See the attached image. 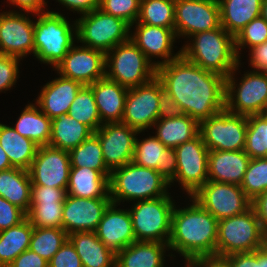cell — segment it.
Segmentation results:
<instances>
[{
  "instance_id": "1",
  "label": "cell",
  "mask_w": 267,
  "mask_h": 267,
  "mask_svg": "<svg viewBox=\"0 0 267 267\" xmlns=\"http://www.w3.org/2000/svg\"><path fill=\"white\" fill-rule=\"evenodd\" d=\"M156 77L184 113L198 122L225 109L226 78L204 70L182 54L156 68Z\"/></svg>"
},
{
  "instance_id": "2",
  "label": "cell",
  "mask_w": 267,
  "mask_h": 267,
  "mask_svg": "<svg viewBox=\"0 0 267 267\" xmlns=\"http://www.w3.org/2000/svg\"><path fill=\"white\" fill-rule=\"evenodd\" d=\"M190 206L173 208L171 234L168 241L170 251H176L191 262L209 256H216L218 220L205 210L193 197Z\"/></svg>"
},
{
  "instance_id": "3",
  "label": "cell",
  "mask_w": 267,
  "mask_h": 267,
  "mask_svg": "<svg viewBox=\"0 0 267 267\" xmlns=\"http://www.w3.org/2000/svg\"><path fill=\"white\" fill-rule=\"evenodd\" d=\"M189 38L193 40L180 48L181 54L204 70L226 78L241 61L236 54L234 36L222 26Z\"/></svg>"
},
{
  "instance_id": "4",
  "label": "cell",
  "mask_w": 267,
  "mask_h": 267,
  "mask_svg": "<svg viewBox=\"0 0 267 267\" xmlns=\"http://www.w3.org/2000/svg\"><path fill=\"white\" fill-rule=\"evenodd\" d=\"M169 183L153 168L133 162L111 171L109 195L112 203L155 199L168 194Z\"/></svg>"
},
{
  "instance_id": "5",
  "label": "cell",
  "mask_w": 267,
  "mask_h": 267,
  "mask_svg": "<svg viewBox=\"0 0 267 267\" xmlns=\"http://www.w3.org/2000/svg\"><path fill=\"white\" fill-rule=\"evenodd\" d=\"M34 21V57L53 69L65 57L77 40L76 22L55 11L36 13Z\"/></svg>"
},
{
  "instance_id": "6",
  "label": "cell",
  "mask_w": 267,
  "mask_h": 267,
  "mask_svg": "<svg viewBox=\"0 0 267 267\" xmlns=\"http://www.w3.org/2000/svg\"><path fill=\"white\" fill-rule=\"evenodd\" d=\"M156 76V67L129 39L106 53L105 77L128 89L145 84Z\"/></svg>"
},
{
  "instance_id": "7",
  "label": "cell",
  "mask_w": 267,
  "mask_h": 267,
  "mask_svg": "<svg viewBox=\"0 0 267 267\" xmlns=\"http://www.w3.org/2000/svg\"><path fill=\"white\" fill-rule=\"evenodd\" d=\"M76 22L77 43L82 46L108 53L120 43L130 39V25L118 17L100 9L80 15Z\"/></svg>"
},
{
  "instance_id": "8",
  "label": "cell",
  "mask_w": 267,
  "mask_h": 267,
  "mask_svg": "<svg viewBox=\"0 0 267 267\" xmlns=\"http://www.w3.org/2000/svg\"><path fill=\"white\" fill-rule=\"evenodd\" d=\"M263 248V228L251 207L246 212L218 221L216 256L253 252Z\"/></svg>"
},
{
  "instance_id": "9",
  "label": "cell",
  "mask_w": 267,
  "mask_h": 267,
  "mask_svg": "<svg viewBox=\"0 0 267 267\" xmlns=\"http://www.w3.org/2000/svg\"><path fill=\"white\" fill-rule=\"evenodd\" d=\"M169 194L155 199L135 201L131 209H128L136 241L168 244L171 216L176 203Z\"/></svg>"
},
{
  "instance_id": "10",
  "label": "cell",
  "mask_w": 267,
  "mask_h": 267,
  "mask_svg": "<svg viewBox=\"0 0 267 267\" xmlns=\"http://www.w3.org/2000/svg\"><path fill=\"white\" fill-rule=\"evenodd\" d=\"M239 65L241 66L240 62L226 77L225 109L246 116L263 114L267 111V73L246 72L239 84H236L234 74Z\"/></svg>"
},
{
  "instance_id": "11",
  "label": "cell",
  "mask_w": 267,
  "mask_h": 267,
  "mask_svg": "<svg viewBox=\"0 0 267 267\" xmlns=\"http://www.w3.org/2000/svg\"><path fill=\"white\" fill-rule=\"evenodd\" d=\"M246 131L247 116L226 109L199 122V134L209 151L244 150Z\"/></svg>"
},
{
  "instance_id": "12",
  "label": "cell",
  "mask_w": 267,
  "mask_h": 267,
  "mask_svg": "<svg viewBox=\"0 0 267 267\" xmlns=\"http://www.w3.org/2000/svg\"><path fill=\"white\" fill-rule=\"evenodd\" d=\"M191 197L218 221L246 212L252 203L240 185L210 180Z\"/></svg>"
},
{
  "instance_id": "13",
  "label": "cell",
  "mask_w": 267,
  "mask_h": 267,
  "mask_svg": "<svg viewBox=\"0 0 267 267\" xmlns=\"http://www.w3.org/2000/svg\"><path fill=\"white\" fill-rule=\"evenodd\" d=\"M177 173L174 181L181 184L182 190L191 197L208 181L209 150L198 134L195 138L178 145Z\"/></svg>"
},
{
  "instance_id": "14",
  "label": "cell",
  "mask_w": 267,
  "mask_h": 267,
  "mask_svg": "<svg viewBox=\"0 0 267 267\" xmlns=\"http://www.w3.org/2000/svg\"><path fill=\"white\" fill-rule=\"evenodd\" d=\"M174 17L178 39L221 26L218 0H175Z\"/></svg>"
},
{
  "instance_id": "15",
  "label": "cell",
  "mask_w": 267,
  "mask_h": 267,
  "mask_svg": "<svg viewBox=\"0 0 267 267\" xmlns=\"http://www.w3.org/2000/svg\"><path fill=\"white\" fill-rule=\"evenodd\" d=\"M160 80L128 89L122 122L137 131L153 128L158 121Z\"/></svg>"
},
{
  "instance_id": "16",
  "label": "cell",
  "mask_w": 267,
  "mask_h": 267,
  "mask_svg": "<svg viewBox=\"0 0 267 267\" xmlns=\"http://www.w3.org/2000/svg\"><path fill=\"white\" fill-rule=\"evenodd\" d=\"M6 11L0 13V54L23 59L34 56V21L30 12Z\"/></svg>"
},
{
  "instance_id": "17",
  "label": "cell",
  "mask_w": 267,
  "mask_h": 267,
  "mask_svg": "<svg viewBox=\"0 0 267 267\" xmlns=\"http://www.w3.org/2000/svg\"><path fill=\"white\" fill-rule=\"evenodd\" d=\"M141 131L123 122L105 123L94 132L99 138L104 162L112 171L132 162L137 134Z\"/></svg>"
},
{
  "instance_id": "18",
  "label": "cell",
  "mask_w": 267,
  "mask_h": 267,
  "mask_svg": "<svg viewBox=\"0 0 267 267\" xmlns=\"http://www.w3.org/2000/svg\"><path fill=\"white\" fill-rule=\"evenodd\" d=\"M105 63L104 52L74 44L56 65L55 70L60 75L78 81L84 86L105 77Z\"/></svg>"
},
{
  "instance_id": "19",
  "label": "cell",
  "mask_w": 267,
  "mask_h": 267,
  "mask_svg": "<svg viewBox=\"0 0 267 267\" xmlns=\"http://www.w3.org/2000/svg\"><path fill=\"white\" fill-rule=\"evenodd\" d=\"M70 168L69 151L46 145L38 148L28 171L32 185L67 188Z\"/></svg>"
},
{
  "instance_id": "20",
  "label": "cell",
  "mask_w": 267,
  "mask_h": 267,
  "mask_svg": "<svg viewBox=\"0 0 267 267\" xmlns=\"http://www.w3.org/2000/svg\"><path fill=\"white\" fill-rule=\"evenodd\" d=\"M111 198L66 196L62 211V228L66 233L95 232Z\"/></svg>"
},
{
  "instance_id": "21",
  "label": "cell",
  "mask_w": 267,
  "mask_h": 267,
  "mask_svg": "<svg viewBox=\"0 0 267 267\" xmlns=\"http://www.w3.org/2000/svg\"><path fill=\"white\" fill-rule=\"evenodd\" d=\"M134 24L136 27L135 32L132 33L130 31V39L156 68L169 63L181 55V50L176 54L172 53L174 41L177 40L175 28H164L139 22ZM153 57L163 60L152 62Z\"/></svg>"
},
{
  "instance_id": "22",
  "label": "cell",
  "mask_w": 267,
  "mask_h": 267,
  "mask_svg": "<svg viewBox=\"0 0 267 267\" xmlns=\"http://www.w3.org/2000/svg\"><path fill=\"white\" fill-rule=\"evenodd\" d=\"M132 162L141 167L156 169L172 185L177 173L175 148L166 147L156 136L136 138Z\"/></svg>"
},
{
  "instance_id": "23",
  "label": "cell",
  "mask_w": 267,
  "mask_h": 267,
  "mask_svg": "<svg viewBox=\"0 0 267 267\" xmlns=\"http://www.w3.org/2000/svg\"><path fill=\"white\" fill-rule=\"evenodd\" d=\"M117 207L115 203L108 206L95 231L106 247L116 254L136 241L129 210Z\"/></svg>"
},
{
  "instance_id": "24",
  "label": "cell",
  "mask_w": 267,
  "mask_h": 267,
  "mask_svg": "<svg viewBox=\"0 0 267 267\" xmlns=\"http://www.w3.org/2000/svg\"><path fill=\"white\" fill-rule=\"evenodd\" d=\"M82 86L78 81L59 75L43 86L35 104L51 119L68 114L70 105Z\"/></svg>"
},
{
  "instance_id": "25",
  "label": "cell",
  "mask_w": 267,
  "mask_h": 267,
  "mask_svg": "<svg viewBox=\"0 0 267 267\" xmlns=\"http://www.w3.org/2000/svg\"><path fill=\"white\" fill-rule=\"evenodd\" d=\"M250 159L244 150H210L208 180L241 185Z\"/></svg>"
},
{
  "instance_id": "26",
  "label": "cell",
  "mask_w": 267,
  "mask_h": 267,
  "mask_svg": "<svg viewBox=\"0 0 267 267\" xmlns=\"http://www.w3.org/2000/svg\"><path fill=\"white\" fill-rule=\"evenodd\" d=\"M89 86L93 91L101 123L122 122L128 88L106 77Z\"/></svg>"
},
{
  "instance_id": "27",
  "label": "cell",
  "mask_w": 267,
  "mask_h": 267,
  "mask_svg": "<svg viewBox=\"0 0 267 267\" xmlns=\"http://www.w3.org/2000/svg\"><path fill=\"white\" fill-rule=\"evenodd\" d=\"M169 245L161 242L135 241L116 254L117 267H164Z\"/></svg>"
},
{
  "instance_id": "28",
  "label": "cell",
  "mask_w": 267,
  "mask_h": 267,
  "mask_svg": "<svg viewBox=\"0 0 267 267\" xmlns=\"http://www.w3.org/2000/svg\"><path fill=\"white\" fill-rule=\"evenodd\" d=\"M83 267H113L116 253L106 247L96 232H75L68 235Z\"/></svg>"
},
{
  "instance_id": "29",
  "label": "cell",
  "mask_w": 267,
  "mask_h": 267,
  "mask_svg": "<svg viewBox=\"0 0 267 267\" xmlns=\"http://www.w3.org/2000/svg\"><path fill=\"white\" fill-rule=\"evenodd\" d=\"M67 194L80 198H111L109 178L87 167L70 168Z\"/></svg>"
},
{
  "instance_id": "30",
  "label": "cell",
  "mask_w": 267,
  "mask_h": 267,
  "mask_svg": "<svg viewBox=\"0 0 267 267\" xmlns=\"http://www.w3.org/2000/svg\"><path fill=\"white\" fill-rule=\"evenodd\" d=\"M221 26L234 37L260 16L262 0H218Z\"/></svg>"
},
{
  "instance_id": "31",
  "label": "cell",
  "mask_w": 267,
  "mask_h": 267,
  "mask_svg": "<svg viewBox=\"0 0 267 267\" xmlns=\"http://www.w3.org/2000/svg\"><path fill=\"white\" fill-rule=\"evenodd\" d=\"M0 145L13 167L29 170L39 148L12 126L0 123Z\"/></svg>"
},
{
  "instance_id": "32",
  "label": "cell",
  "mask_w": 267,
  "mask_h": 267,
  "mask_svg": "<svg viewBox=\"0 0 267 267\" xmlns=\"http://www.w3.org/2000/svg\"><path fill=\"white\" fill-rule=\"evenodd\" d=\"M31 177L28 170L12 167L0 171V196L25 213L30 208Z\"/></svg>"
},
{
  "instance_id": "33",
  "label": "cell",
  "mask_w": 267,
  "mask_h": 267,
  "mask_svg": "<svg viewBox=\"0 0 267 267\" xmlns=\"http://www.w3.org/2000/svg\"><path fill=\"white\" fill-rule=\"evenodd\" d=\"M21 136L29 138L39 147L49 145L52 119L48 118L34 103L25 106L15 126Z\"/></svg>"
},
{
  "instance_id": "34",
  "label": "cell",
  "mask_w": 267,
  "mask_h": 267,
  "mask_svg": "<svg viewBox=\"0 0 267 267\" xmlns=\"http://www.w3.org/2000/svg\"><path fill=\"white\" fill-rule=\"evenodd\" d=\"M94 132L85 124L76 121L68 114L52 119L49 146L70 151L88 139Z\"/></svg>"
},
{
  "instance_id": "35",
  "label": "cell",
  "mask_w": 267,
  "mask_h": 267,
  "mask_svg": "<svg viewBox=\"0 0 267 267\" xmlns=\"http://www.w3.org/2000/svg\"><path fill=\"white\" fill-rule=\"evenodd\" d=\"M153 127L157 130L155 136L169 148H176L199 134V122L186 114L158 120Z\"/></svg>"
},
{
  "instance_id": "36",
  "label": "cell",
  "mask_w": 267,
  "mask_h": 267,
  "mask_svg": "<svg viewBox=\"0 0 267 267\" xmlns=\"http://www.w3.org/2000/svg\"><path fill=\"white\" fill-rule=\"evenodd\" d=\"M33 225L25 218L18 225L0 232V267H8L29 249Z\"/></svg>"
},
{
  "instance_id": "37",
  "label": "cell",
  "mask_w": 267,
  "mask_h": 267,
  "mask_svg": "<svg viewBox=\"0 0 267 267\" xmlns=\"http://www.w3.org/2000/svg\"><path fill=\"white\" fill-rule=\"evenodd\" d=\"M69 154L71 168L87 167L110 178L111 171L105 165L101 143L94 133L79 146L71 149Z\"/></svg>"
},
{
  "instance_id": "38",
  "label": "cell",
  "mask_w": 267,
  "mask_h": 267,
  "mask_svg": "<svg viewBox=\"0 0 267 267\" xmlns=\"http://www.w3.org/2000/svg\"><path fill=\"white\" fill-rule=\"evenodd\" d=\"M175 0H141L139 16L136 22L174 28Z\"/></svg>"
},
{
  "instance_id": "39",
  "label": "cell",
  "mask_w": 267,
  "mask_h": 267,
  "mask_svg": "<svg viewBox=\"0 0 267 267\" xmlns=\"http://www.w3.org/2000/svg\"><path fill=\"white\" fill-rule=\"evenodd\" d=\"M68 115L88 126L93 132L102 126L93 91L89 85L82 86L78 91L70 105Z\"/></svg>"
},
{
  "instance_id": "40",
  "label": "cell",
  "mask_w": 267,
  "mask_h": 267,
  "mask_svg": "<svg viewBox=\"0 0 267 267\" xmlns=\"http://www.w3.org/2000/svg\"><path fill=\"white\" fill-rule=\"evenodd\" d=\"M67 239L63 228L33 227L29 249L49 262Z\"/></svg>"
},
{
  "instance_id": "41",
  "label": "cell",
  "mask_w": 267,
  "mask_h": 267,
  "mask_svg": "<svg viewBox=\"0 0 267 267\" xmlns=\"http://www.w3.org/2000/svg\"><path fill=\"white\" fill-rule=\"evenodd\" d=\"M244 152L251 158H267V111L247 116Z\"/></svg>"
},
{
  "instance_id": "42",
  "label": "cell",
  "mask_w": 267,
  "mask_h": 267,
  "mask_svg": "<svg viewBox=\"0 0 267 267\" xmlns=\"http://www.w3.org/2000/svg\"><path fill=\"white\" fill-rule=\"evenodd\" d=\"M240 186L251 200L267 190V158L250 159Z\"/></svg>"
},
{
  "instance_id": "43",
  "label": "cell",
  "mask_w": 267,
  "mask_h": 267,
  "mask_svg": "<svg viewBox=\"0 0 267 267\" xmlns=\"http://www.w3.org/2000/svg\"><path fill=\"white\" fill-rule=\"evenodd\" d=\"M64 203H30L26 218L34 227L62 228Z\"/></svg>"
},
{
  "instance_id": "44",
  "label": "cell",
  "mask_w": 267,
  "mask_h": 267,
  "mask_svg": "<svg viewBox=\"0 0 267 267\" xmlns=\"http://www.w3.org/2000/svg\"><path fill=\"white\" fill-rule=\"evenodd\" d=\"M235 50L239 59L241 49L262 44L267 41V21L261 16L250 21L242 30L234 37Z\"/></svg>"
},
{
  "instance_id": "45",
  "label": "cell",
  "mask_w": 267,
  "mask_h": 267,
  "mask_svg": "<svg viewBox=\"0 0 267 267\" xmlns=\"http://www.w3.org/2000/svg\"><path fill=\"white\" fill-rule=\"evenodd\" d=\"M141 0H100L99 9L109 15L126 21L130 28L136 23Z\"/></svg>"
},
{
  "instance_id": "46",
  "label": "cell",
  "mask_w": 267,
  "mask_h": 267,
  "mask_svg": "<svg viewBox=\"0 0 267 267\" xmlns=\"http://www.w3.org/2000/svg\"><path fill=\"white\" fill-rule=\"evenodd\" d=\"M20 58L0 54V92L7 91L16 85L19 79Z\"/></svg>"
},
{
  "instance_id": "47",
  "label": "cell",
  "mask_w": 267,
  "mask_h": 267,
  "mask_svg": "<svg viewBox=\"0 0 267 267\" xmlns=\"http://www.w3.org/2000/svg\"><path fill=\"white\" fill-rule=\"evenodd\" d=\"M67 188L32 185L30 203H64Z\"/></svg>"
},
{
  "instance_id": "48",
  "label": "cell",
  "mask_w": 267,
  "mask_h": 267,
  "mask_svg": "<svg viewBox=\"0 0 267 267\" xmlns=\"http://www.w3.org/2000/svg\"><path fill=\"white\" fill-rule=\"evenodd\" d=\"M48 267H83L74 245L69 239L53 255Z\"/></svg>"
},
{
  "instance_id": "49",
  "label": "cell",
  "mask_w": 267,
  "mask_h": 267,
  "mask_svg": "<svg viewBox=\"0 0 267 267\" xmlns=\"http://www.w3.org/2000/svg\"><path fill=\"white\" fill-rule=\"evenodd\" d=\"M26 218V213L0 196V232L18 225Z\"/></svg>"
},
{
  "instance_id": "50",
  "label": "cell",
  "mask_w": 267,
  "mask_h": 267,
  "mask_svg": "<svg viewBox=\"0 0 267 267\" xmlns=\"http://www.w3.org/2000/svg\"><path fill=\"white\" fill-rule=\"evenodd\" d=\"M158 120L176 118L185 115L182 107L173 99V97L163 89L160 82Z\"/></svg>"
},
{
  "instance_id": "51",
  "label": "cell",
  "mask_w": 267,
  "mask_h": 267,
  "mask_svg": "<svg viewBox=\"0 0 267 267\" xmlns=\"http://www.w3.org/2000/svg\"><path fill=\"white\" fill-rule=\"evenodd\" d=\"M223 258L229 267H259V249L253 252L234 253Z\"/></svg>"
},
{
  "instance_id": "52",
  "label": "cell",
  "mask_w": 267,
  "mask_h": 267,
  "mask_svg": "<svg viewBox=\"0 0 267 267\" xmlns=\"http://www.w3.org/2000/svg\"><path fill=\"white\" fill-rule=\"evenodd\" d=\"M250 67L254 72L267 73V41L256 45L249 50Z\"/></svg>"
},
{
  "instance_id": "53",
  "label": "cell",
  "mask_w": 267,
  "mask_h": 267,
  "mask_svg": "<svg viewBox=\"0 0 267 267\" xmlns=\"http://www.w3.org/2000/svg\"><path fill=\"white\" fill-rule=\"evenodd\" d=\"M8 267H48V261L27 249L14 259Z\"/></svg>"
},
{
  "instance_id": "54",
  "label": "cell",
  "mask_w": 267,
  "mask_h": 267,
  "mask_svg": "<svg viewBox=\"0 0 267 267\" xmlns=\"http://www.w3.org/2000/svg\"><path fill=\"white\" fill-rule=\"evenodd\" d=\"M68 10L84 15L99 9L100 0H57Z\"/></svg>"
},
{
  "instance_id": "55",
  "label": "cell",
  "mask_w": 267,
  "mask_h": 267,
  "mask_svg": "<svg viewBox=\"0 0 267 267\" xmlns=\"http://www.w3.org/2000/svg\"><path fill=\"white\" fill-rule=\"evenodd\" d=\"M263 229L267 228V190L257 195L251 203Z\"/></svg>"
},
{
  "instance_id": "56",
  "label": "cell",
  "mask_w": 267,
  "mask_h": 267,
  "mask_svg": "<svg viewBox=\"0 0 267 267\" xmlns=\"http://www.w3.org/2000/svg\"><path fill=\"white\" fill-rule=\"evenodd\" d=\"M9 4H12L21 9V12H30L32 15L36 13L45 12V6L47 2L45 0H7Z\"/></svg>"
},
{
  "instance_id": "57",
  "label": "cell",
  "mask_w": 267,
  "mask_h": 267,
  "mask_svg": "<svg viewBox=\"0 0 267 267\" xmlns=\"http://www.w3.org/2000/svg\"><path fill=\"white\" fill-rule=\"evenodd\" d=\"M188 267H229V264L223 257L209 256L191 262Z\"/></svg>"
},
{
  "instance_id": "58",
  "label": "cell",
  "mask_w": 267,
  "mask_h": 267,
  "mask_svg": "<svg viewBox=\"0 0 267 267\" xmlns=\"http://www.w3.org/2000/svg\"><path fill=\"white\" fill-rule=\"evenodd\" d=\"M12 167L13 166L11 165L8 156L0 145V171L8 170Z\"/></svg>"
},
{
  "instance_id": "59",
  "label": "cell",
  "mask_w": 267,
  "mask_h": 267,
  "mask_svg": "<svg viewBox=\"0 0 267 267\" xmlns=\"http://www.w3.org/2000/svg\"><path fill=\"white\" fill-rule=\"evenodd\" d=\"M259 267H267V251L264 248L259 249Z\"/></svg>"
},
{
  "instance_id": "60",
  "label": "cell",
  "mask_w": 267,
  "mask_h": 267,
  "mask_svg": "<svg viewBox=\"0 0 267 267\" xmlns=\"http://www.w3.org/2000/svg\"><path fill=\"white\" fill-rule=\"evenodd\" d=\"M260 16L267 21V0H262Z\"/></svg>"
},
{
  "instance_id": "61",
  "label": "cell",
  "mask_w": 267,
  "mask_h": 267,
  "mask_svg": "<svg viewBox=\"0 0 267 267\" xmlns=\"http://www.w3.org/2000/svg\"><path fill=\"white\" fill-rule=\"evenodd\" d=\"M263 248L267 251V228L263 229Z\"/></svg>"
}]
</instances>
